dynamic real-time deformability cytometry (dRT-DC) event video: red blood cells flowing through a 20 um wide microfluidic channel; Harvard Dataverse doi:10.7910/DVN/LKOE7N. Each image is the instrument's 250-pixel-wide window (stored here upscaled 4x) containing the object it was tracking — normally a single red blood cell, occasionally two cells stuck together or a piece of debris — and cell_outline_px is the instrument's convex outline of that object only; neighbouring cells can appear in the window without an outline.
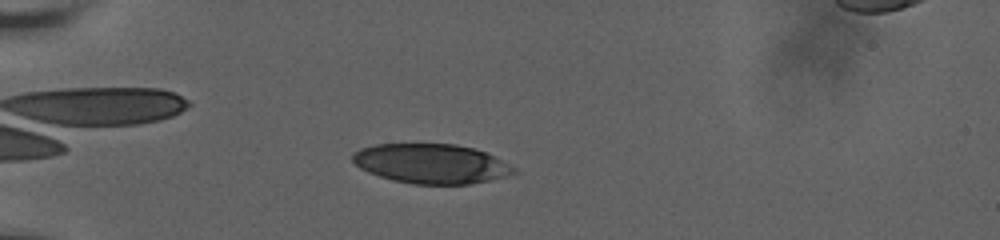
{"species": "human", "species_latin": "Homo sapiens", "temperature_condition": "room temperature", "stored_images_in_passage": 10, "camera_frame_rate_fps": 3000, "um_per_image_px": 0.085, "donor": {"sex": "male"}, "frame": {"image": 1, "passage_image": 3, "time_ms": 1.667, "image_size_px": [1000, 240], "cell_outline_px": [[520, 172], [508, 176], [468, 184], [412, 184], [392, 180], [368, 172], [360, 168], [352, 160], [352, 152], [360, 148], [376, 144], [456, 144], [472, 148], [484, 152], [516, 168]], "centroid_in_image_um": [36.63, 13.91], "position_along_channel_um": 48.4, "area_um2": 37.11}}
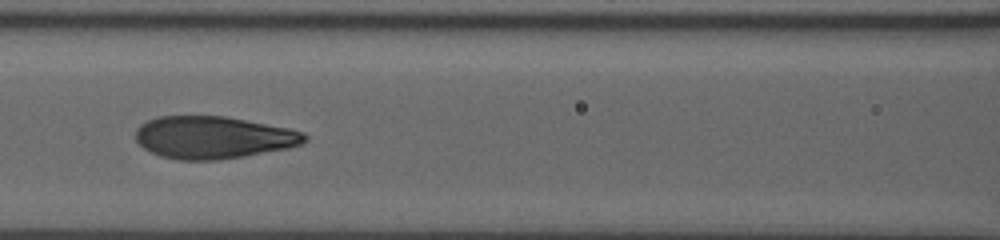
{"frame": {"image": 2, "passage_image": 7, "time_ms": 5.333, "image_size_px": [1000, 240], "cell_outline_px": [[308, 140], [300, 144], [288, 148], [216, 160], [180, 160], [160, 156], [144, 148], [136, 140], [136, 128], [140, 124], [148, 120], [160, 116], [224, 116], [288, 128], [304, 132], [308, 136]], "centroid_in_image_um": [18.11, 11.67], "position_along_channel_um": 148.5, "area_um2": 41.44}}
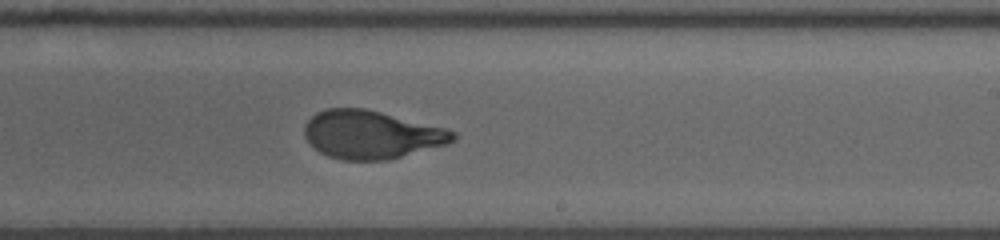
{"frame": {"image": 3, "passage_image": 10, "time_ms": 8.333, "image_size_px": [1000, 240], "cell_outline_px": [[456, 136], [448, 144], [388, 160], [340, 160], [328, 156], [312, 148], [304, 136], [304, 124], [316, 112], [328, 108], [364, 108], [448, 128], [456, 132]], "centroid_in_image_um": [31.55, 11.44], "position_along_channel_um": 257.5, "area_um2": 41.96}}